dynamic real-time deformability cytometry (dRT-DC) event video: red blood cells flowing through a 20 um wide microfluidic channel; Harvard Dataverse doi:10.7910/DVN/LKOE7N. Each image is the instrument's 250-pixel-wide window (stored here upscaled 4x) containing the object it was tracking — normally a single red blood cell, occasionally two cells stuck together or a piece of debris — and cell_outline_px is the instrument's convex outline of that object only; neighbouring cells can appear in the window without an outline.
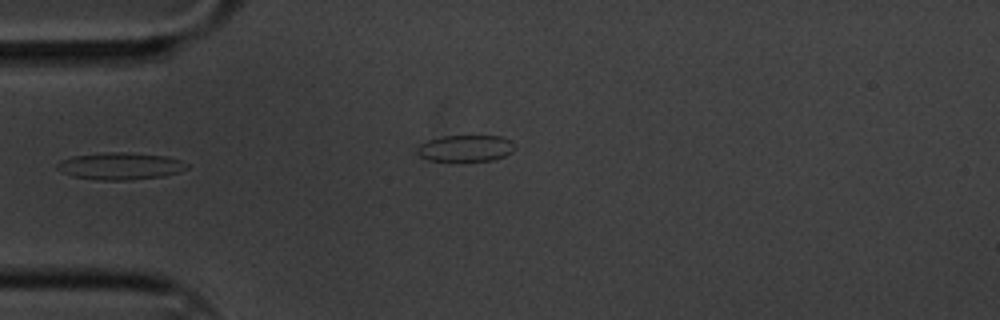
{"species": "common noctule bat (a hibernating species)", "species_latin": "Nyctalus noctula", "temperature_condition": "cold", "stored_images_in_passage": 9, "camera_frame_rate_fps": 3000, "um_per_image_px": 0.085, "animal": {"sex": "male", "body_mass_g": 20.1, "forearm_length_mm": 53.5}, "frame": {"image": 1, "passage_image": 6, "time_ms": 1.667, "image_size_px": [1000, 320], "cell_outline_px": [[188, 168], [164, 176], [132, 180], [100, 180], [72, 176], [60, 172], [56, 168], [56, 164], [60, 160], [72, 156], [108, 152], [124, 152], [164, 156], [180, 160], [188, 164]], "centroid_in_image_um": [10.17, 14.12], "position_along_channel_um": 74.8, "area_um2": 20.46}}
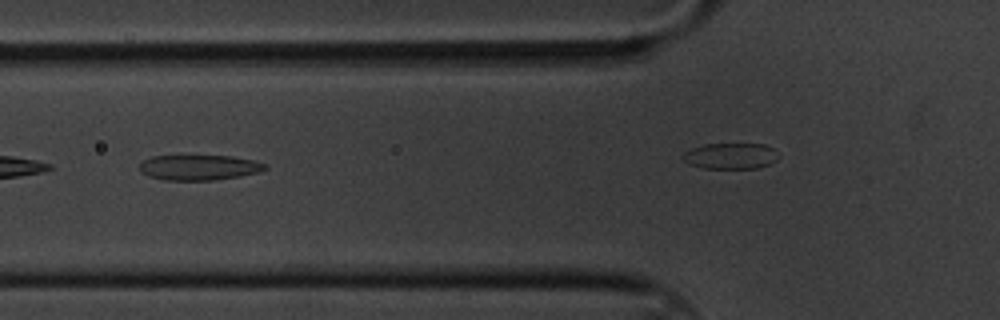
{"frame": {"image": 2, "passage_image": 7, "time_ms": 2.0, "image_size_px": [1000, 320], "cell_outline_px": [[268, 168], [260, 172], [240, 176], [212, 180], [164, 180], [148, 176], [140, 172], [140, 164], [144, 160], [152, 156], [232, 156], [252, 160], [264, 164]], "centroid_in_image_um": [16.9, 14.24], "position_along_channel_um": 108.9, "area_um2": 18.38}}
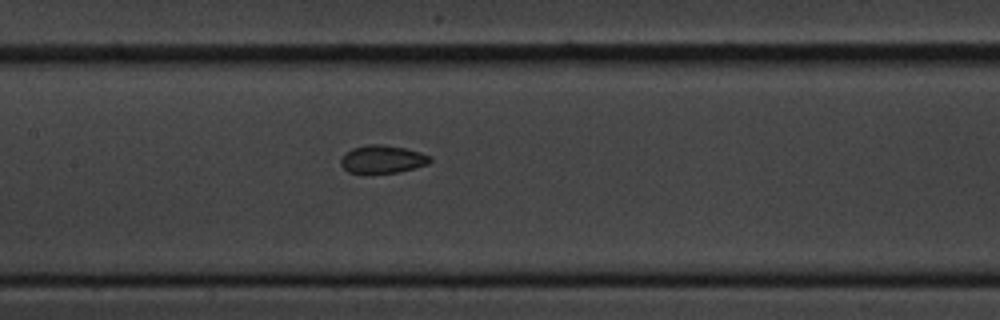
{"frame": {"image": 3, "passage_image": 9, "time_ms": 2.667, "image_size_px": [1000, 320], "cell_outline_px": [[432, 160], [428, 164], [400, 172], [364, 176], [348, 172], [340, 164], [340, 160], [352, 148], [368, 144], [384, 144], [404, 148], [420, 152], [432, 156]], "centroid_in_image_um": [32.5, 13.58], "position_along_channel_um": 174.9, "area_um2": 15.09}}